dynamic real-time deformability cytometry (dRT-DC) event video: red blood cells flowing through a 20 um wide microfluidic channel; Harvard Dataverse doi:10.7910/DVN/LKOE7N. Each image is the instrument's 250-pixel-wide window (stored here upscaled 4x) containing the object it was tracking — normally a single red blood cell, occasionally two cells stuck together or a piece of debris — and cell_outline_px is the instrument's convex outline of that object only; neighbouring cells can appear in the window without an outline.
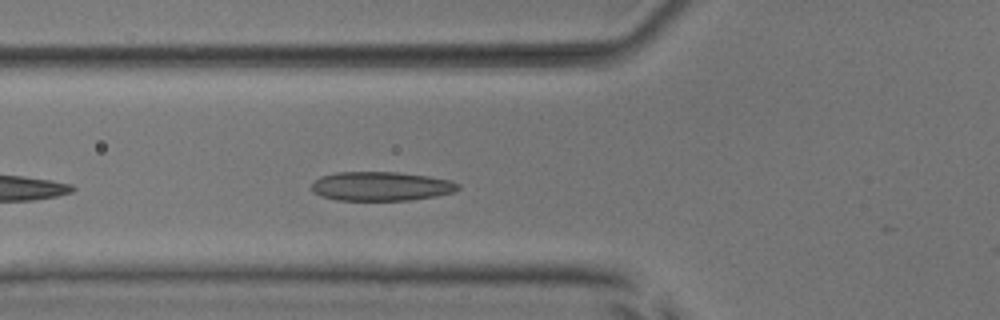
{"species": "common noctule bat (a hibernating species)", "species_latin": "Nyctalus noctula", "temperature_condition": "room temperature", "stored_images_in_passage": 9, "camera_frame_rate_fps": 3000, "um_per_image_px": 0.085, "animal": {"sex": "male", "body_mass_g": 17.9, "forearm_length_mm": 54.2}, "frame": {"image": 1, "passage_image": 5, "time_ms": 1.333, "image_size_px": [1000, 320], "cell_outline_px": [[460, 188], [456, 192], [436, 196], [408, 200], [336, 200], [320, 196], [312, 192], [312, 184], [320, 176], [336, 172], [396, 172], [428, 176], [452, 180], [460, 184]], "centroid_in_image_um": [32.41, 15.83], "position_along_channel_um": 93.4, "area_um2": 25.03}}
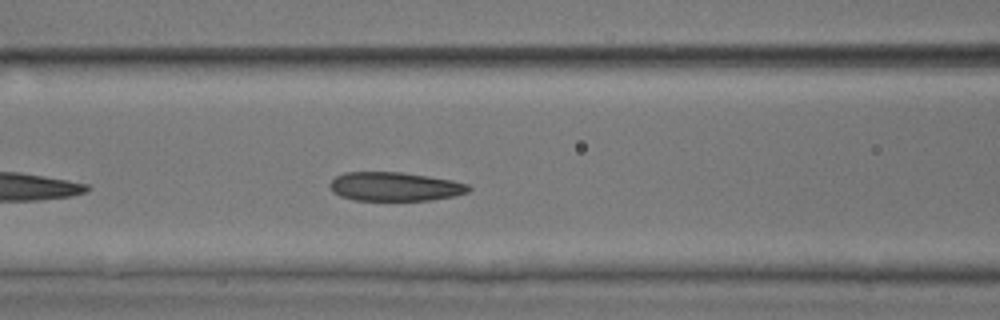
{"frame": {"image": 2, "passage_image": 8, "time_ms": 2.333, "image_size_px": [1000, 320], "cell_outline_px": [[472, 188], [468, 192], [452, 196], [428, 200], [356, 200], [340, 196], [332, 192], [328, 184], [336, 176], [344, 172], [400, 172], [428, 176], [452, 180], [468, 184]], "centroid_in_image_um": [33.53, 15.85], "position_along_channel_um": 133.1, "area_um2": 23.29}}